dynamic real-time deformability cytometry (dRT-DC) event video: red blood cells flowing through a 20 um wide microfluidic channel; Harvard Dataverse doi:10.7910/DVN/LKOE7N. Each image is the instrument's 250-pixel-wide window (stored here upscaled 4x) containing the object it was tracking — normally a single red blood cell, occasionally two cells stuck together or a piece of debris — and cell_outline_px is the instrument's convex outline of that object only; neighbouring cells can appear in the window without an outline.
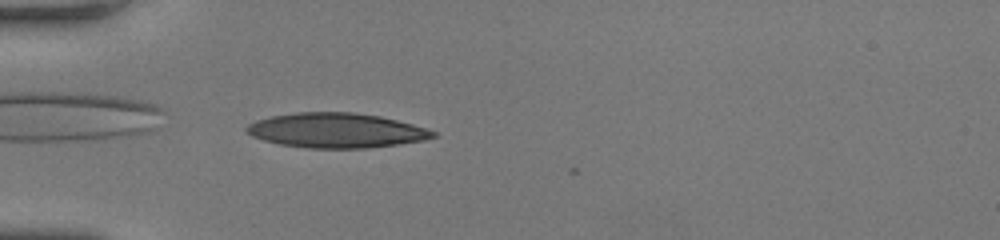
{"species": "human", "species_latin": "Homo sapiens", "temperature_condition": "room temperature", "stored_images_in_passage": 35, "camera_frame_rate_fps": 3000, "um_per_image_px": 0.085, "donor": {"sex": "female"}, "frame": {"image": 1, "passage_image": 1, "time_ms": 0.0, "image_size_px": [1000, 240], "cell_outline_px": [[436, 136], [424, 140], [368, 148], [308, 148], [280, 144], [264, 140], [252, 136], [244, 132], [244, 128], [248, 124], [256, 120], [272, 116], [296, 112], [352, 112], [380, 116], [412, 124], [436, 132]], "centroid_in_image_um": [28.53, 11.08], "position_along_channel_um": 56.5, "area_um2": 37.63}}
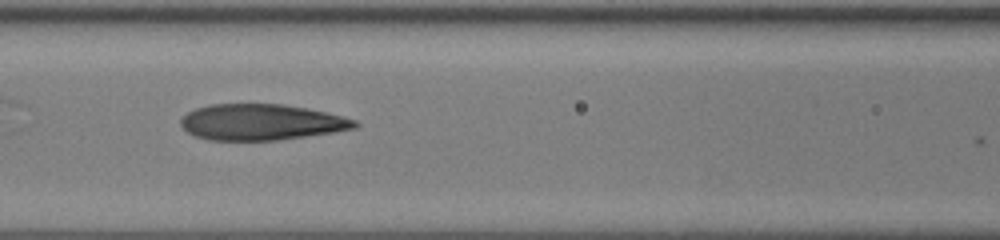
{"frame": {"image": 2, "passage_image": 10, "time_ms": 3.0, "image_size_px": [1000, 240], "cell_outline_px": [[360, 124], [356, 128], [332, 132], [276, 140], [208, 140], [196, 136], [188, 132], [180, 124], [180, 120], [188, 112], [196, 108], [208, 104], [280, 104], [308, 108], [356, 120]], "centroid_in_image_um": [22.19, 10.38], "position_along_channel_um": 144.4, "area_um2": 36.24}}
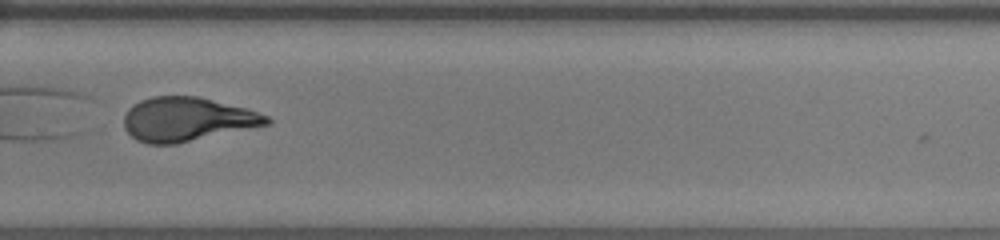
{"frame": {"image": 3, "passage_image": 24, "time_ms": 7.667, "image_size_px": [1000, 240], "cell_outline_px": [[272, 120], [268, 124], [176, 144], [148, 144], [136, 140], [124, 128], [124, 116], [128, 108], [132, 104], [140, 100], [152, 96], [200, 96], [244, 108], [268, 116]], "centroid_in_image_um": [15.84, 10.13], "position_along_channel_um": 314.0, "area_um2": 36.41}, "authors_computed_cell_mechanics": {"area_um2": 37.57, "velocity_mm_per_s": 3.6266, "shape_relaxation_time_tau1_ms": 9.3249, "shape_relaxation_time_tau2_ms": 1.8264, "deformation_change_tau1": 0.3048, "deformation_change_tau2": 0.0933}}